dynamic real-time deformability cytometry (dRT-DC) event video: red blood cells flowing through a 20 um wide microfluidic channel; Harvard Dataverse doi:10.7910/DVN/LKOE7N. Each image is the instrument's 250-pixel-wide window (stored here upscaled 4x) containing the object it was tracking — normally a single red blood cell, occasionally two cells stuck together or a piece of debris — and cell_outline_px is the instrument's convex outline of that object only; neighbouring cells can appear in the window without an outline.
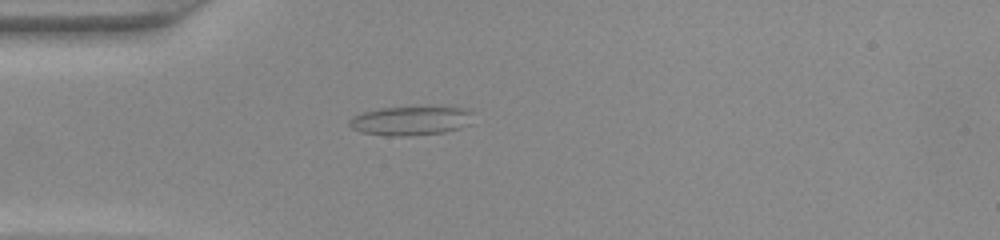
{"species": "common noctule bat (a hibernating species)", "species_latin": "Nyctalus noctula", "temperature_condition": "warm", "stored_images_in_passage": 37, "camera_frame_rate_fps": 3000, "um_per_image_px": 0.085, "animal": {"sex": "female", "body_mass_g": 22.0, "forearm_length_mm": 56.7}, "frame": {"image": 1, "passage_image": 3, "time_ms": 0.667, "image_size_px": [1000, 240], "cell_outline_px": [[476, 112], [468, 124], [460, 128], [444, 132], [400, 136], [388, 136], [360, 132], [352, 128], [348, 124], [348, 120], [352, 116], [376, 108], [428, 104], [432, 104], [464, 108]], "centroid_in_image_um": [34.95, 10.2], "position_along_channel_um": 50.1, "area_um2": 22.08}}
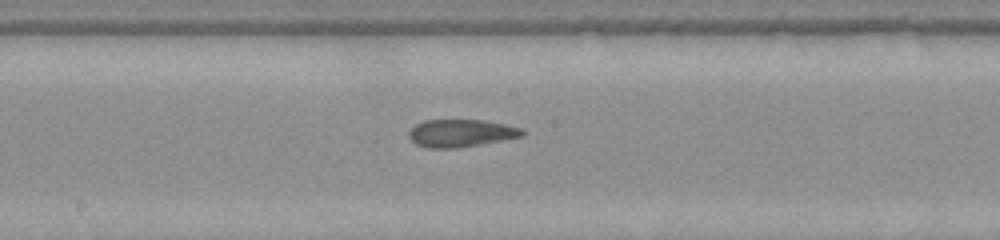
{"frame": {"image": 2, "passage_image": 15, "time_ms": 4.667, "image_size_px": [1000, 240], "cell_outline_px": [[524, 136], [480, 144], [456, 148], [428, 148], [416, 144], [408, 136], [408, 132], [416, 124], [424, 120], [484, 120], [524, 128]], "centroid_in_image_um": [39.19, 11.31], "position_along_channel_um": 209.0, "area_um2": 18.21}}
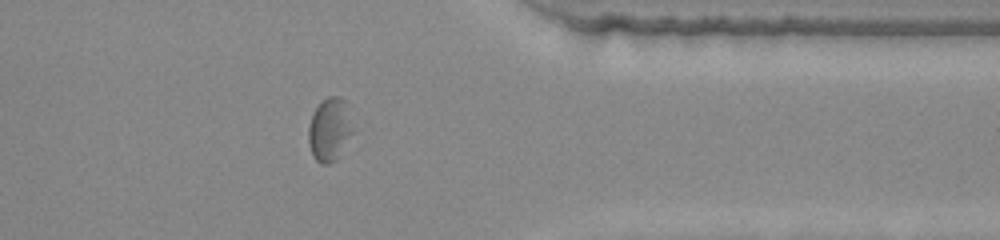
{"frame": {"image": 3, "passage_image": 28, "time_ms": 9.0, "image_size_px": [1000, 240], "cell_outline_px": [[352, 132], [336, 160], [328, 164], [320, 164], [312, 156], [308, 144], [308, 128], [312, 112], [328, 96], [340, 96], [344, 100]], "centroid_in_image_um": [27.95, 11.04], "position_along_channel_um": 383.5, "area_um2": 15.95}}